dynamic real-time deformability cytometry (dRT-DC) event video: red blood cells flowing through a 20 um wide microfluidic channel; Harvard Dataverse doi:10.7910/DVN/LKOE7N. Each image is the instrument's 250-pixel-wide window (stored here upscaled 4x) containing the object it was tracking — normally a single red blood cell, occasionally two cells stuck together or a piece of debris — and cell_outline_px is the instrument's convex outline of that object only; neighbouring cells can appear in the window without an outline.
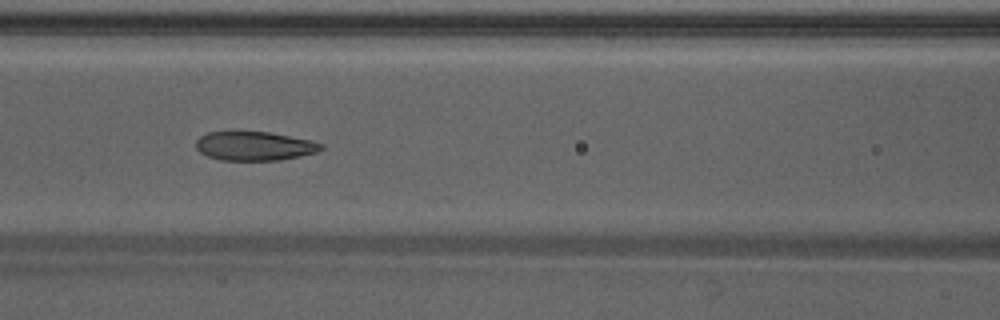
{"species": "Egyptian fruit bat (a non-hibernating species)", "species_latin": "Rousettus aegyptiacus", "temperature_condition": "warm", "stored_images_in_passage": 48, "camera_frame_rate_fps": 3000, "um_per_image_px": 0.085, "animal": {"sex": "male"}, "frame": {"image": 1, "passage_image": 21, "time_ms": 6.667, "image_size_px": [1000, 320], "cell_outline_px": [[324, 148], [316, 152], [300, 156], [280, 160], [220, 160], [208, 156], [200, 152], [196, 148], [196, 140], [200, 136], [208, 132], [268, 132], [308, 140], [324, 144]], "centroid_in_image_um": [21.61, 12.42], "position_along_channel_um": 145.0, "area_um2": 20.92}}
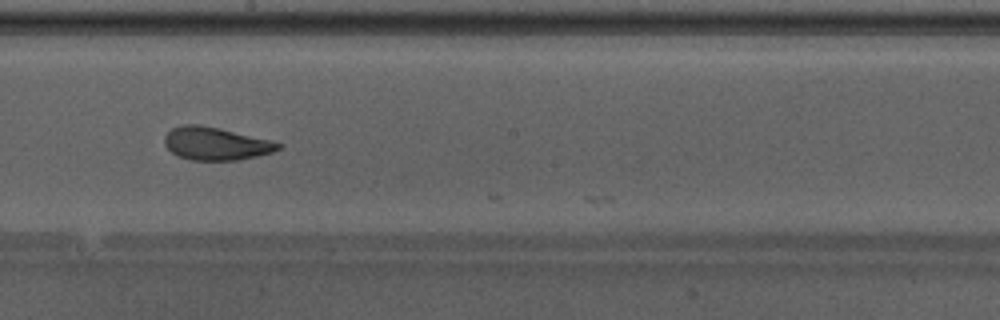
{"frame": {"image": 2, "passage_image": 27, "time_ms": 8.667, "image_size_px": [1000, 320], "cell_outline_px": [[284, 144], [280, 148], [272, 152], [240, 160], [192, 160], [176, 156], [164, 144], [164, 136], [172, 128], [184, 124], [200, 124], [220, 128], [272, 140]], "centroid_in_image_um": [18.34, 12.2], "position_along_channel_um": 229.9, "area_um2": 21.96}}
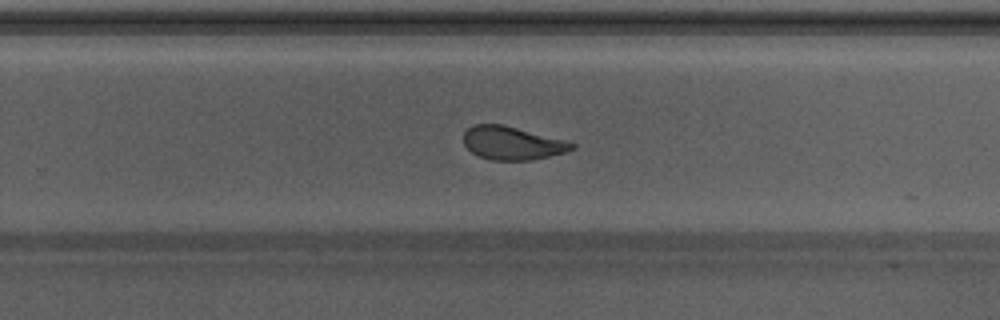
{"frame": {"image": 3, "passage_image": 31, "time_ms": 10.0, "image_size_px": [1000, 320], "cell_outline_px": [[576, 148], [564, 152], [532, 160], [492, 160], [480, 156], [472, 152], [464, 144], [464, 132], [472, 124], [500, 124], [568, 140], [576, 144]], "centroid_in_image_um": [43.56, 12.16], "position_along_channel_um": 286.2, "area_um2": 20.92}, "authors_computed_cell_mechanics": {"area_um2": 23.0911, "velocity_mm_per_s": 4.2513, "shape_relaxation_time_tau1_ms": 5.202, "shape_relaxation_time_tau2_ms": 1.2717, "deformation_change_tau1": 0.1699, "deformation_change_tau2": 0.0677}}